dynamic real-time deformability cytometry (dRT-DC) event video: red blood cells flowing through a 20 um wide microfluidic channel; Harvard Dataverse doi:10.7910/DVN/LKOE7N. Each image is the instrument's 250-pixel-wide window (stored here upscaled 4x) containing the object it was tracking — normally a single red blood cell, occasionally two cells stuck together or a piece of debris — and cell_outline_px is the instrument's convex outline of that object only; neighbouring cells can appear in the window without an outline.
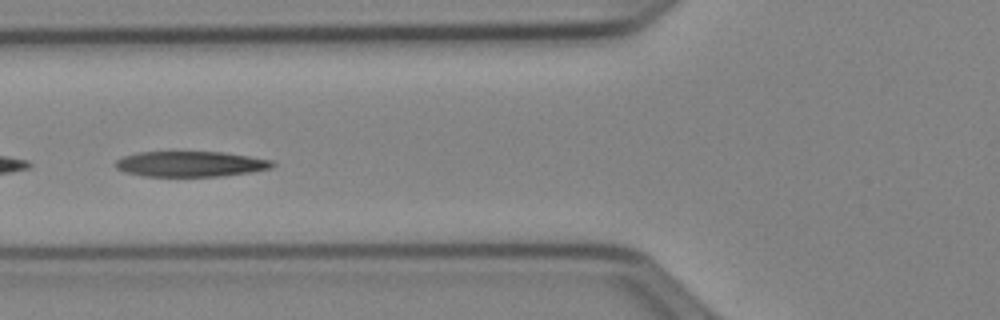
{"species": "Egyptian fruit bat (a non-hibernating species)", "species_latin": "Rousettus aegyptiacus", "temperature_condition": "cold", "stored_images_in_passage": 25, "camera_frame_rate_fps": 3000, "um_per_image_px": 0.085, "animal": {"sex": "female"}, "frame": {"image": 1, "passage_image": 20, "time_ms": 6.333, "image_size_px": [1000, 320], "cell_outline_px": [[276, 164], [272, 168], [252, 172], [220, 176], [144, 176], [124, 172], [116, 168], [116, 160], [124, 156], [140, 152], [224, 152], [272, 160]], "centroid_in_image_um": [16.22, 13.94], "position_along_channel_um": 109.6, "area_um2": 23.24}}